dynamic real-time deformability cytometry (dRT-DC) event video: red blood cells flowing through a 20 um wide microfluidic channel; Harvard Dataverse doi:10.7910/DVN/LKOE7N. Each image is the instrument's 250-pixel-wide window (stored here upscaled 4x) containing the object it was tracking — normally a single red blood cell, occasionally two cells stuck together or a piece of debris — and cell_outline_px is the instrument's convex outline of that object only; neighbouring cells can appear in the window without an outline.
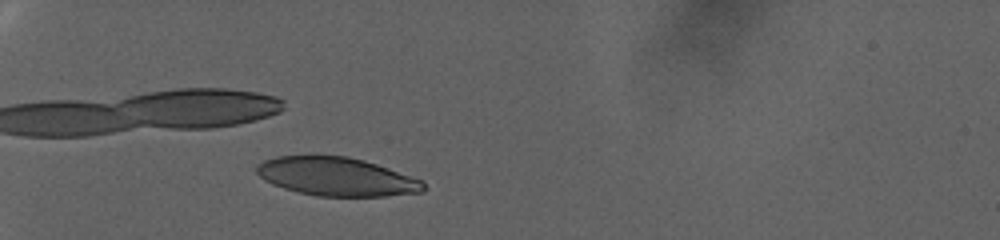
{"species": "human", "species_latin": "Homo sapiens", "temperature_condition": "warm", "stored_images_in_passage": 65, "camera_frame_rate_fps": 3000, "um_per_image_px": 0.085, "donor": {"sex": "female"}, "frame": {"image": 1, "passage_image": 11, "time_ms": 3.333, "image_size_px": [1000, 240], "cell_outline_px": [[424, 192], [384, 196], [316, 196], [284, 188], [272, 184], [264, 180], [256, 172], [256, 168], [264, 160], [276, 156], [316, 152], [348, 156], [364, 160], [424, 180]], "centroid_in_image_um": [28.57, 14.97], "position_along_channel_um": 56.4, "area_um2": 38.32}}
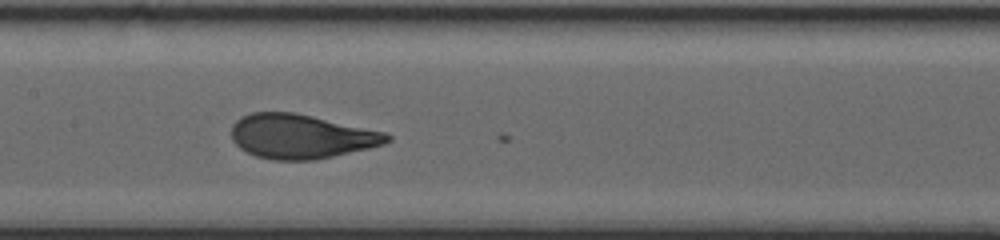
{"frame": {"image": 2, "passage_image": 31, "time_ms": 10.0, "image_size_px": [1000, 240], "cell_outline_px": [[392, 140], [384, 144], [368, 148], [316, 160], [272, 160], [256, 156], [240, 148], [232, 140], [232, 124], [240, 116], [252, 112], [296, 112], [384, 132], [392, 136]], "centroid_in_image_um": [25.57, 11.59], "position_along_channel_um": 181.8, "area_um2": 40.23}}
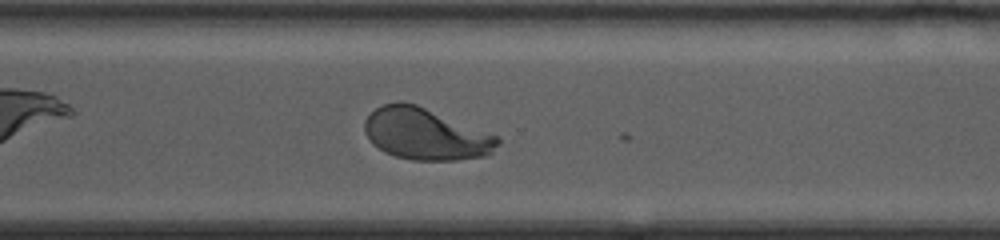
{"frame": {"image": 3, "passage_image": 50, "time_ms": 16.333, "image_size_px": [1000, 240], "cell_outline_px": [[500, 144], [488, 156], [456, 160], [412, 160], [396, 156], [384, 152], [372, 144], [364, 132], [364, 120], [376, 108], [384, 104], [416, 104], [500, 136]], "centroid_in_image_um": [36.22, 11.42], "position_along_channel_um": 334.4, "area_um2": 39.94}, "authors_computed_cell_mechanics": {"area_um2": 40.3444, "velocity_mm_per_s": 2.4171, "shape_relaxation_time_tau1_ms": 4.7132, "shape_relaxation_time_tau2_ms": null, "deformation_change_tau1": 0.1888, "deformation_change_tau2": null}}